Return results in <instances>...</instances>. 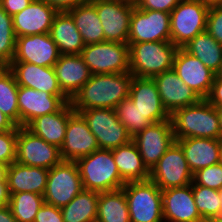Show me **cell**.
Segmentation results:
<instances>
[{
  "label": "cell",
  "instance_id": "6da1fadb",
  "mask_svg": "<svg viewBox=\"0 0 222 222\" xmlns=\"http://www.w3.org/2000/svg\"><path fill=\"white\" fill-rule=\"evenodd\" d=\"M132 78L130 72L91 74L90 79L70 100V104L77 113L92 108L115 109L121 100L129 98Z\"/></svg>",
  "mask_w": 222,
  "mask_h": 222
},
{
  "label": "cell",
  "instance_id": "7a4b0ae2",
  "mask_svg": "<svg viewBox=\"0 0 222 222\" xmlns=\"http://www.w3.org/2000/svg\"><path fill=\"white\" fill-rule=\"evenodd\" d=\"M170 120L175 140L193 137L222 139L216 107L206 99L175 110Z\"/></svg>",
  "mask_w": 222,
  "mask_h": 222
},
{
  "label": "cell",
  "instance_id": "3957f363",
  "mask_svg": "<svg viewBox=\"0 0 222 222\" xmlns=\"http://www.w3.org/2000/svg\"><path fill=\"white\" fill-rule=\"evenodd\" d=\"M130 73L134 77L153 78L173 69L178 47L171 41L128 43Z\"/></svg>",
  "mask_w": 222,
  "mask_h": 222
},
{
  "label": "cell",
  "instance_id": "277c9868",
  "mask_svg": "<svg viewBox=\"0 0 222 222\" xmlns=\"http://www.w3.org/2000/svg\"><path fill=\"white\" fill-rule=\"evenodd\" d=\"M84 190L106 192L121 189V179L111 150L98 149L76 161Z\"/></svg>",
  "mask_w": 222,
  "mask_h": 222
},
{
  "label": "cell",
  "instance_id": "5b68a950",
  "mask_svg": "<svg viewBox=\"0 0 222 222\" xmlns=\"http://www.w3.org/2000/svg\"><path fill=\"white\" fill-rule=\"evenodd\" d=\"M209 7L203 0H181L170 12L171 42L175 46L182 48L206 31Z\"/></svg>",
  "mask_w": 222,
  "mask_h": 222
},
{
  "label": "cell",
  "instance_id": "8992f818",
  "mask_svg": "<svg viewBox=\"0 0 222 222\" xmlns=\"http://www.w3.org/2000/svg\"><path fill=\"white\" fill-rule=\"evenodd\" d=\"M122 188L130 222H164L162 192L153 181L128 182Z\"/></svg>",
  "mask_w": 222,
  "mask_h": 222
},
{
  "label": "cell",
  "instance_id": "52a82bcc",
  "mask_svg": "<svg viewBox=\"0 0 222 222\" xmlns=\"http://www.w3.org/2000/svg\"><path fill=\"white\" fill-rule=\"evenodd\" d=\"M81 57L91 74H118L130 72L129 45L103 41L85 45Z\"/></svg>",
  "mask_w": 222,
  "mask_h": 222
},
{
  "label": "cell",
  "instance_id": "ba28073f",
  "mask_svg": "<svg viewBox=\"0 0 222 222\" xmlns=\"http://www.w3.org/2000/svg\"><path fill=\"white\" fill-rule=\"evenodd\" d=\"M82 190V179L76 161L62 160L49 169L43 197L45 203L62 208Z\"/></svg>",
  "mask_w": 222,
  "mask_h": 222
},
{
  "label": "cell",
  "instance_id": "9c48e42d",
  "mask_svg": "<svg viewBox=\"0 0 222 222\" xmlns=\"http://www.w3.org/2000/svg\"><path fill=\"white\" fill-rule=\"evenodd\" d=\"M100 149L112 150L132 140L126 127L118 120L115 109L92 108L80 112Z\"/></svg>",
  "mask_w": 222,
  "mask_h": 222
},
{
  "label": "cell",
  "instance_id": "30bf717a",
  "mask_svg": "<svg viewBox=\"0 0 222 222\" xmlns=\"http://www.w3.org/2000/svg\"><path fill=\"white\" fill-rule=\"evenodd\" d=\"M149 179L161 190L184 187L192 183L193 173L181 146L176 141L151 169Z\"/></svg>",
  "mask_w": 222,
  "mask_h": 222
},
{
  "label": "cell",
  "instance_id": "8fae6325",
  "mask_svg": "<svg viewBox=\"0 0 222 222\" xmlns=\"http://www.w3.org/2000/svg\"><path fill=\"white\" fill-rule=\"evenodd\" d=\"M62 161L60 148L47 143L26 127L18 126L16 162L51 169Z\"/></svg>",
  "mask_w": 222,
  "mask_h": 222
},
{
  "label": "cell",
  "instance_id": "7c38bea8",
  "mask_svg": "<svg viewBox=\"0 0 222 222\" xmlns=\"http://www.w3.org/2000/svg\"><path fill=\"white\" fill-rule=\"evenodd\" d=\"M170 13L134 7L128 43L171 41Z\"/></svg>",
  "mask_w": 222,
  "mask_h": 222
},
{
  "label": "cell",
  "instance_id": "4fadbf2b",
  "mask_svg": "<svg viewBox=\"0 0 222 222\" xmlns=\"http://www.w3.org/2000/svg\"><path fill=\"white\" fill-rule=\"evenodd\" d=\"M132 141L136 144L144 165L151 171L176 141L171 120L152 123L132 137Z\"/></svg>",
  "mask_w": 222,
  "mask_h": 222
},
{
  "label": "cell",
  "instance_id": "5bb4252c",
  "mask_svg": "<svg viewBox=\"0 0 222 222\" xmlns=\"http://www.w3.org/2000/svg\"><path fill=\"white\" fill-rule=\"evenodd\" d=\"M104 31V41L128 44L134 6L117 0H91Z\"/></svg>",
  "mask_w": 222,
  "mask_h": 222
},
{
  "label": "cell",
  "instance_id": "9a60e30c",
  "mask_svg": "<svg viewBox=\"0 0 222 222\" xmlns=\"http://www.w3.org/2000/svg\"><path fill=\"white\" fill-rule=\"evenodd\" d=\"M58 46L49 33L16 38L12 62H26L43 67H53L60 58Z\"/></svg>",
  "mask_w": 222,
  "mask_h": 222
},
{
  "label": "cell",
  "instance_id": "2e32d148",
  "mask_svg": "<svg viewBox=\"0 0 222 222\" xmlns=\"http://www.w3.org/2000/svg\"><path fill=\"white\" fill-rule=\"evenodd\" d=\"M100 149L96 137L90 131L86 120L80 113L74 112L69 118L65 138L60 147L61 159L77 161Z\"/></svg>",
  "mask_w": 222,
  "mask_h": 222
},
{
  "label": "cell",
  "instance_id": "e0dca14e",
  "mask_svg": "<svg viewBox=\"0 0 222 222\" xmlns=\"http://www.w3.org/2000/svg\"><path fill=\"white\" fill-rule=\"evenodd\" d=\"M70 100L66 96H56L45 91L18 87V108L20 126L26 127L33 119L59 111Z\"/></svg>",
  "mask_w": 222,
  "mask_h": 222
},
{
  "label": "cell",
  "instance_id": "ac0fdd59",
  "mask_svg": "<svg viewBox=\"0 0 222 222\" xmlns=\"http://www.w3.org/2000/svg\"><path fill=\"white\" fill-rule=\"evenodd\" d=\"M173 70L202 99L207 98L216 74L197 57L189 54L183 48H178L174 58Z\"/></svg>",
  "mask_w": 222,
  "mask_h": 222
},
{
  "label": "cell",
  "instance_id": "d6986e66",
  "mask_svg": "<svg viewBox=\"0 0 222 222\" xmlns=\"http://www.w3.org/2000/svg\"><path fill=\"white\" fill-rule=\"evenodd\" d=\"M166 111L171 115L175 110L199 103L202 98L188 87L171 69L153 77Z\"/></svg>",
  "mask_w": 222,
  "mask_h": 222
},
{
  "label": "cell",
  "instance_id": "ffe728a7",
  "mask_svg": "<svg viewBox=\"0 0 222 222\" xmlns=\"http://www.w3.org/2000/svg\"><path fill=\"white\" fill-rule=\"evenodd\" d=\"M162 192L164 222H201L192 191V183L184 187L169 188Z\"/></svg>",
  "mask_w": 222,
  "mask_h": 222
},
{
  "label": "cell",
  "instance_id": "44dd1931",
  "mask_svg": "<svg viewBox=\"0 0 222 222\" xmlns=\"http://www.w3.org/2000/svg\"><path fill=\"white\" fill-rule=\"evenodd\" d=\"M58 12L42 0H33L12 17L16 37L49 33Z\"/></svg>",
  "mask_w": 222,
  "mask_h": 222
},
{
  "label": "cell",
  "instance_id": "7402d4cb",
  "mask_svg": "<svg viewBox=\"0 0 222 222\" xmlns=\"http://www.w3.org/2000/svg\"><path fill=\"white\" fill-rule=\"evenodd\" d=\"M7 67L13 73L18 86L45 91L56 96H65L53 67H43L26 62H11Z\"/></svg>",
  "mask_w": 222,
  "mask_h": 222
},
{
  "label": "cell",
  "instance_id": "603a6c76",
  "mask_svg": "<svg viewBox=\"0 0 222 222\" xmlns=\"http://www.w3.org/2000/svg\"><path fill=\"white\" fill-rule=\"evenodd\" d=\"M129 98L138 109L152 122L170 120V115L163 107L153 78H132Z\"/></svg>",
  "mask_w": 222,
  "mask_h": 222
},
{
  "label": "cell",
  "instance_id": "cb8c5ba5",
  "mask_svg": "<svg viewBox=\"0 0 222 222\" xmlns=\"http://www.w3.org/2000/svg\"><path fill=\"white\" fill-rule=\"evenodd\" d=\"M53 69L63 94L69 100L91 77L89 68L80 54L61 55Z\"/></svg>",
  "mask_w": 222,
  "mask_h": 222
},
{
  "label": "cell",
  "instance_id": "d4e9b609",
  "mask_svg": "<svg viewBox=\"0 0 222 222\" xmlns=\"http://www.w3.org/2000/svg\"><path fill=\"white\" fill-rule=\"evenodd\" d=\"M70 102L59 111L33 119L26 128L47 143L60 148L64 142L68 118L74 113Z\"/></svg>",
  "mask_w": 222,
  "mask_h": 222
},
{
  "label": "cell",
  "instance_id": "484cf974",
  "mask_svg": "<svg viewBox=\"0 0 222 222\" xmlns=\"http://www.w3.org/2000/svg\"><path fill=\"white\" fill-rule=\"evenodd\" d=\"M176 142L181 146L192 173L219 163L220 139L193 137Z\"/></svg>",
  "mask_w": 222,
  "mask_h": 222
},
{
  "label": "cell",
  "instance_id": "4316f807",
  "mask_svg": "<svg viewBox=\"0 0 222 222\" xmlns=\"http://www.w3.org/2000/svg\"><path fill=\"white\" fill-rule=\"evenodd\" d=\"M49 169L13 162L8 167L7 182L10 194L19 192L44 194Z\"/></svg>",
  "mask_w": 222,
  "mask_h": 222
},
{
  "label": "cell",
  "instance_id": "83f0119b",
  "mask_svg": "<svg viewBox=\"0 0 222 222\" xmlns=\"http://www.w3.org/2000/svg\"><path fill=\"white\" fill-rule=\"evenodd\" d=\"M49 34L58 46L61 55L81 54L85 43L73 18L68 12L55 15Z\"/></svg>",
  "mask_w": 222,
  "mask_h": 222
},
{
  "label": "cell",
  "instance_id": "f1b7e54d",
  "mask_svg": "<svg viewBox=\"0 0 222 222\" xmlns=\"http://www.w3.org/2000/svg\"><path fill=\"white\" fill-rule=\"evenodd\" d=\"M111 151L121 179L125 183L149 179L150 171L144 165L140 152L132 140Z\"/></svg>",
  "mask_w": 222,
  "mask_h": 222
},
{
  "label": "cell",
  "instance_id": "f546056e",
  "mask_svg": "<svg viewBox=\"0 0 222 222\" xmlns=\"http://www.w3.org/2000/svg\"><path fill=\"white\" fill-rule=\"evenodd\" d=\"M68 13L73 18L85 45L104 41V31L101 21L98 18L96 7L90 1L70 9Z\"/></svg>",
  "mask_w": 222,
  "mask_h": 222
},
{
  "label": "cell",
  "instance_id": "4dcf8cb0",
  "mask_svg": "<svg viewBox=\"0 0 222 222\" xmlns=\"http://www.w3.org/2000/svg\"><path fill=\"white\" fill-rule=\"evenodd\" d=\"M182 48L197 57L215 74L219 72L222 65V45L208 32L198 34Z\"/></svg>",
  "mask_w": 222,
  "mask_h": 222
},
{
  "label": "cell",
  "instance_id": "1f68e13d",
  "mask_svg": "<svg viewBox=\"0 0 222 222\" xmlns=\"http://www.w3.org/2000/svg\"><path fill=\"white\" fill-rule=\"evenodd\" d=\"M96 222H130L123 188L99 192Z\"/></svg>",
  "mask_w": 222,
  "mask_h": 222
},
{
  "label": "cell",
  "instance_id": "d6a6232c",
  "mask_svg": "<svg viewBox=\"0 0 222 222\" xmlns=\"http://www.w3.org/2000/svg\"><path fill=\"white\" fill-rule=\"evenodd\" d=\"M99 192L82 190L60 208L64 222H96Z\"/></svg>",
  "mask_w": 222,
  "mask_h": 222
},
{
  "label": "cell",
  "instance_id": "836d02e7",
  "mask_svg": "<svg viewBox=\"0 0 222 222\" xmlns=\"http://www.w3.org/2000/svg\"><path fill=\"white\" fill-rule=\"evenodd\" d=\"M18 84L7 66H0V111L20 126Z\"/></svg>",
  "mask_w": 222,
  "mask_h": 222
},
{
  "label": "cell",
  "instance_id": "e575fe53",
  "mask_svg": "<svg viewBox=\"0 0 222 222\" xmlns=\"http://www.w3.org/2000/svg\"><path fill=\"white\" fill-rule=\"evenodd\" d=\"M44 203L43 195L19 192L11 194L8 206L17 222H34L35 215Z\"/></svg>",
  "mask_w": 222,
  "mask_h": 222
},
{
  "label": "cell",
  "instance_id": "d590c367",
  "mask_svg": "<svg viewBox=\"0 0 222 222\" xmlns=\"http://www.w3.org/2000/svg\"><path fill=\"white\" fill-rule=\"evenodd\" d=\"M194 201L203 220H222V207L219 191L192 184Z\"/></svg>",
  "mask_w": 222,
  "mask_h": 222
},
{
  "label": "cell",
  "instance_id": "8d00e7d4",
  "mask_svg": "<svg viewBox=\"0 0 222 222\" xmlns=\"http://www.w3.org/2000/svg\"><path fill=\"white\" fill-rule=\"evenodd\" d=\"M115 112L131 137L152 124L130 98L121 100L115 107Z\"/></svg>",
  "mask_w": 222,
  "mask_h": 222
},
{
  "label": "cell",
  "instance_id": "74e56055",
  "mask_svg": "<svg viewBox=\"0 0 222 222\" xmlns=\"http://www.w3.org/2000/svg\"><path fill=\"white\" fill-rule=\"evenodd\" d=\"M16 38L12 17L0 6V66H8L12 62Z\"/></svg>",
  "mask_w": 222,
  "mask_h": 222
},
{
  "label": "cell",
  "instance_id": "f35d334b",
  "mask_svg": "<svg viewBox=\"0 0 222 222\" xmlns=\"http://www.w3.org/2000/svg\"><path fill=\"white\" fill-rule=\"evenodd\" d=\"M192 184L220 190L222 187V164L217 163L193 173Z\"/></svg>",
  "mask_w": 222,
  "mask_h": 222
},
{
  "label": "cell",
  "instance_id": "ab89813d",
  "mask_svg": "<svg viewBox=\"0 0 222 222\" xmlns=\"http://www.w3.org/2000/svg\"><path fill=\"white\" fill-rule=\"evenodd\" d=\"M18 126L13 130L0 132V161L11 165L16 161Z\"/></svg>",
  "mask_w": 222,
  "mask_h": 222
},
{
  "label": "cell",
  "instance_id": "60d3db41",
  "mask_svg": "<svg viewBox=\"0 0 222 222\" xmlns=\"http://www.w3.org/2000/svg\"><path fill=\"white\" fill-rule=\"evenodd\" d=\"M206 32L222 45V4L210 5L207 14Z\"/></svg>",
  "mask_w": 222,
  "mask_h": 222
},
{
  "label": "cell",
  "instance_id": "b9f144b4",
  "mask_svg": "<svg viewBox=\"0 0 222 222\" xmlns=\"http://www.w3.org/2000/svg\"><path fill=\"white\" fill-rule=\"evenodd\" d=\"M34 222H64L60 208L44 203L37 214Z\"/></svg>",
  "mask_w": 222,
  "mask_h": 222
},
{
  "label": "cell",
  "instance_id": "7bdbcfd3",
  "mask_svg": "<svg viewBox=\"0 0 222 222\" xmlns=\"http://www.w3.org/2000/svg\"><path fill=\"white\" fill-rule=\"evenodd\" d=\"M181 0H139L137 7L153 11L170 13Z\"/></svg>",
  "mask_w": 222,
  "mask_h": 222
},
{
  "label": "cell",
  "instance_id": "ee69618b",
  "mask_svg": "<svg viewBox=\"0 0 222 222\" xmlns=\"http://www.w3.org/2000/svg\"><path fill=\"white\" fill-rule=\"evenodd\" d=\"M206 100L214 107L222 106V77H219L217 74Z\"/></svg>",
  "mask_w": 222,
  "mask_h": 222
},
{
  "label": "cell",
  "instance_id": "f6af8a7d",
  "mask_svg": "<svg viewBox=\"0 0 222 222\" xmlns=\"http://www.w3.org/2000/svg\"><path fill=\"white\" fill-rule=\"evenodd\" d=\"M32 1L33 0H0V6L7 14L13 17L28 7Z\"/></svg>",
  "mask_w": 222,
  "mask_h": 222
},
{
  "label": "cell",
  "instance_id": "bcb514c9",
  "mask_svg": "<svg viewBox=\"0 0 222 222\" xmlns=\"http://www.w3.org/2000/svg\"><path fill=\"white\" fill-rule=\"evenodd\" d=\"M53 7L57 12H68L70 9L88 3L91 0H42Z\"/></svg>",
  "mask_w": 222,
  "mask_h": 222
},
{
  "label": "cell",
  "instance_id": "7dc6e473",
  "mask_svg": "<svg viewBox=\"0 0 222 222\" xmlns=\"http://www.w3.org/2000/svg\"><path fill=\"white\" fill-rule=\"evenodd\" d=\"M10 191L7 181H0V206H7L10 202Z\"/></svg>",
  "mask_w": 222,
  "mask_h": 222
},
{
  "label": "cell",
  "instance_id": "c3c4849f",
  "mask_svg": "<svg viewBox=\"0 0 222 222\" xmlns=\"http://www.w3.org/2000/svg\"><path fill=\"white\" fill-rule=\"evenodd\" d=\"M17 125L0 111V132L13 130Z\"/></svg>",
  "mask_w": 222,
  "mask_h": 222
},
{
  "label": "cell",
  "instance_id": "681fc988",
  "mask_svg": "<svg viewBox=\"0 0 222 222\" xmlns=\"http://www.w3.org/2000/svg\"><path fill=\"white\" fill-rule=\"evenodd\" d=\"M0 222H17L9 206H0Z\"/></svg>",
  "mask_w": 222,
  "mask_h": 222
},
{
  "label": "cell",
  "instance_id": "f907efd6",
  "mask_svg": "<svg viewBox=\"0 0 222 222\" xmlns=\"http://www.w3.org/2000/svg\"><path fill=\"white\" fill-rule=\"evenodd\" d=\"M9 165L0 161V181H7V172Z\"/></svg>",
  "mask_w": 222,
  "mask_h": 222
},
{
  "label": "cell",
  "instance_id": "816d5d0a",
  "mask_svg": "<svg viewBox=\"0 0 222 222\" xmlns=\"http://www.w3.org/2000/svg\"><path fill=\"white\" fill-rule=\"evenodd\" d=\"M216 111L218 113L219 116V125H220V130L222 133V106L221 107H216Z\"/></svg>",
  "mask_w": 222,
  "mask_h": 222
},
{
  "label": "cell",
  "instance_id": "f5cc1de1",
  "mask_svg": "<svg viewBox=\"0 0 222 222\" xmlns=\"http://www.w3.org/2000/svg\"><path fill=\"white\" fill-rule=\"evenodd\" d=\"M117 1L137 7V3L139 0H117Z\"/></svg>",
  "mask_w": 222,
  "mask_h": 222
},
{
  "label": "cell",
  "instance_id": "db71d44e",
  "mask_svg": "<svg viewBox=\"0 0 222 222\" xmlns=\"http://www.w3.org/2000/svg\"><path fill=\"white\" fill-rule=\"evenodd\" d=\"M206 2L208 5H213V4H222V0H203Z\"/></svg>",
  "mask_w": 222,
  "mask_h": 222
},
{
  "label": "cell",
  "instance_id": "11a10c76",
  "mask_svg": "<svg viewBox=\"0 0 222 222\" xmlns=\"http://www.w3.org/2000/svg\"><path fill=\"white\" fill-rule=\"evenodd\" d=\"M219 163L222 164V139H220V157H219Z\"/></svg>",
  "mask_w": 222,
  "mask_h": 222
},
{
  "label": "cell",
  "instance_id": "9f6ffc18",
  "mask_svg": "<svg viewBox=\"0 0 222 222\" xmlns=\"http://www.w3.org/2000/svg\"><path fill=\"white\" fill-rule=\"evenodd\" d=\"M201 222H222V220H203Z\"/></svg>",
  "mask_w": 222,
  "mask_h": 222
},
{
  "label": "cell",
  "instance_id": "6f0895ef",
  "mask_svg": "<svg viewBox=\"0 0 222 222\" xmlns=\"http://www.w3.org/2000/svg\"><path fill=\"white\" fill-rule=\"evenodd\" d=\"M219 195H220V201H221V207H222V187L219 190Z\"/></svg>",
  "mask_w": 222,
  "mask_h": 222
},
{
  "label": "cell",
  "instance_id": "680465c9",
  "mask_svg": "<svg viewBox=\"0 0 222 222\" xmlns=\"http://www.w3.org/2000/svg\"><path fill=\"white\" fill-rule=\"evenodd\" d=\"M217 75H218L219 77H222V65H221V68H220L219 72L217 73Z\"/></svg>",
  "mask_w": 222,
  "mask_h": 222
}]
</instances>
